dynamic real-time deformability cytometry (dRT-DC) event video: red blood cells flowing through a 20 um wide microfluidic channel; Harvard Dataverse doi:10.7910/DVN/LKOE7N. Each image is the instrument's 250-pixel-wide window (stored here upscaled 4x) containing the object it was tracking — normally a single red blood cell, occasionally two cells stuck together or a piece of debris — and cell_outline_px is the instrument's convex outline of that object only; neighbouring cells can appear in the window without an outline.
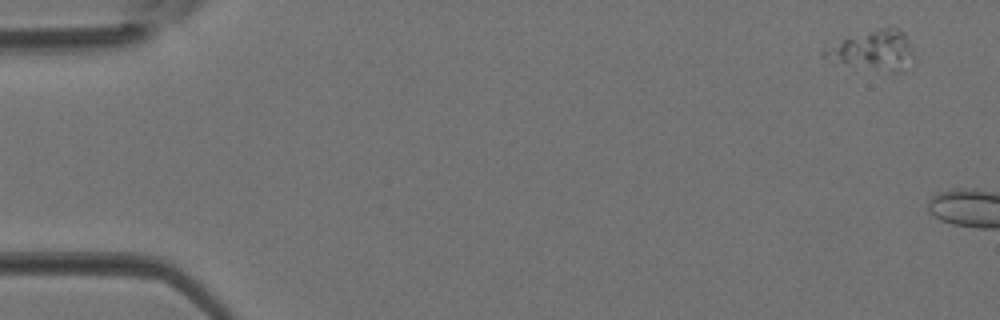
{"species": "Egyptian fruit bat (a non-hibernating species)", "species_latin": "Rousettus aegyptiacus", "temperature_condition": "room temperature", "stored_images_in_passage": 3, "camera_frame_rate_fps": 3000, "um_per_image_px": 0.085, "animal": {"sex": "female"}, "frame": {"image": 1, "passage_image": 1, "time_ms": 0.0, "image_size_px": [1000, 320], "cell_outline_px": [[916, 64], [900, 72], [888, 72], [820, 56], [820, 52], [844, 40], [880, 28], [900, 28], [908, 36], [916, 56]], "centroid_in_image_um": [74.45, 4.29], "position_along_channel_um": 10.5, "area_um2": 20.17}}